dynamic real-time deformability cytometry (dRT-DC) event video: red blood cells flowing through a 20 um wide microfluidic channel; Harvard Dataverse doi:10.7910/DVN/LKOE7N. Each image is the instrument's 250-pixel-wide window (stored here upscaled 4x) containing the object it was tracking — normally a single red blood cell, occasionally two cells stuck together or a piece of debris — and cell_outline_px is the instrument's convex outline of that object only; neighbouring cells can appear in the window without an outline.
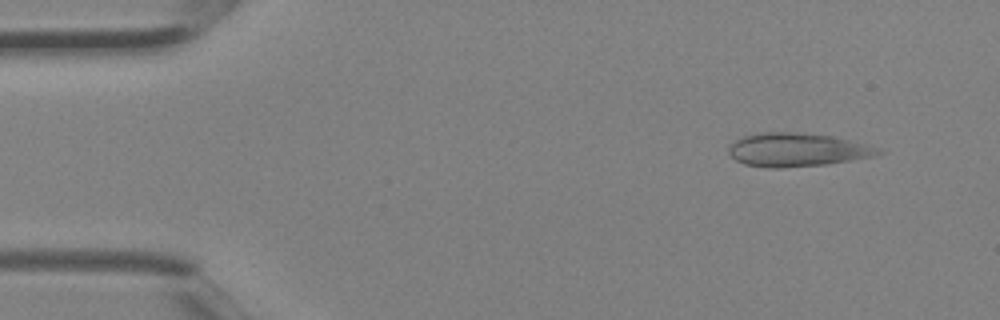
{"species": "Egyptian fruit bat (a non-hibernating species)", "species_latin": "Rousettus aegyptiacus", "temperature_condition": "room temperature", "stored_images_in_passage": 3, "camera_frame_rate_fps": 3000, "um_per_image_px": 0.085, "animal": {"sex": "female"}, "frame": {"image": 1, "passage_image": 2, "time_ms": 0.333, "image_size_px": [1000, 320], "cell_outline_px": [[884, 152], [872, 156], [824, 164], [780, 168], [768, 168], [744, 164], [736, 160], [728, 152], [728, 148], [736, 140], [744, 136], [756, 132], [792, 132], [832, 136], [868, 144], [880, 148]], "centroid_in_image_um": [67.73, 12.72], "position_along_channel_um": 17.3, "area_um2": 28.96}}